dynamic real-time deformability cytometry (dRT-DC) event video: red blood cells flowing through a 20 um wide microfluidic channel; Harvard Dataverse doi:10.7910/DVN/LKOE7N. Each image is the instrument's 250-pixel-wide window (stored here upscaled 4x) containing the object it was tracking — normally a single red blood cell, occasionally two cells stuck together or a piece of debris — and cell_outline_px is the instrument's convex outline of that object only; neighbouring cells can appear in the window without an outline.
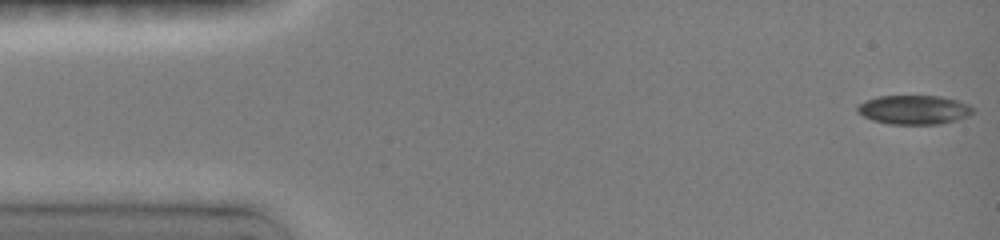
{"species": "common noctule bat (a hibernating species)", "species_latin": "Nyctalus noctula", "temperature_condition": "room temperature", "stored_images_in_passage": 52, "camera_frame_rate_fps": 3000, "um_per_image_px": 0.085, "animal": {"sex": "female", "body_mass_g": 19.0, "forearm_length_mm": 51.5}, "frame": {"image": 1, "passage_image": 1, "time_ms": 0.0, "image_size_px": [1000, 240], "cell_outline_px": [[972, 112], [968, 116], [956, 120], [940, 124], [888, 124], [872, 120], [864, 116], [856, 108], [864, 100], [876, 96], [940, 96], [960, 100], [968, 104], [972, 108]], "centroid_in_image_um": [77.69, 9.32], "position_along_channel_um": 7.3, "area_um2": 19.59}}
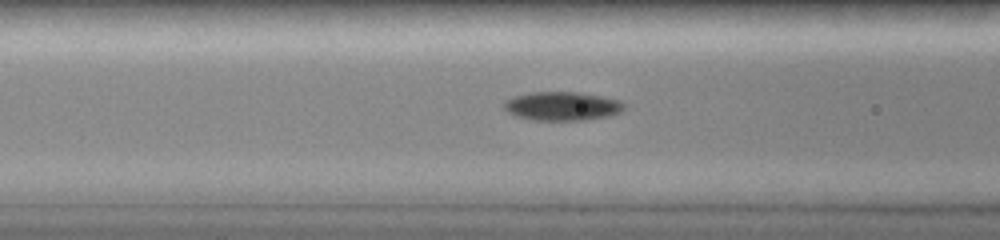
{"frame": {"image": 2, "passage_image": 26, "time_ms": 5.667, "image_size_px": [1000, 240], "cell_outline_px": [[624, 108], [620, 112], [608, 116], [588, 120], [532, 120], [516, 116], [508, 112], [504, 108], [504, 100], [516, 96], [532, 92], [576, 92], [600, 96], [620, 100], [624, 104]], "centroid_in_image_um": [47.78, 9.03], "position_along_channel_um": 118.8, "area_um2": 20.06}}
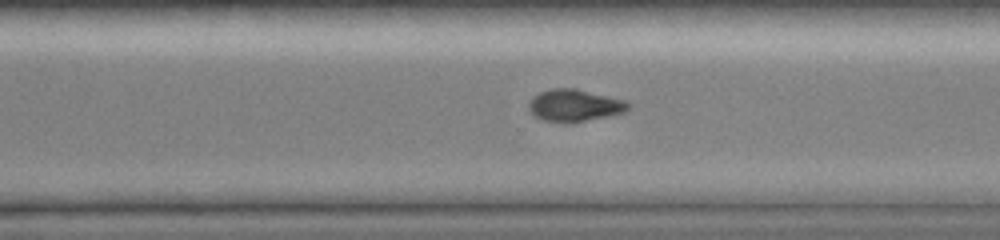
{"frame": {"image": 3, "passage_image": 48, "time_ms": 10.667, "image_size_px": [1000, 240], "cell_outline_px": [[632, 108], [624, 112], [608, 116], [568, 124], [564, 124], [540, 120], [528, 108], [528, 104], [532, 96], [540, 92], [552, 88], [572, 88], [628, 100], [632, 104]], "centroid_in_image_um": [48.86, 8.98], "position_along_channel_um": 321.7, "area_um2": 19.02}}